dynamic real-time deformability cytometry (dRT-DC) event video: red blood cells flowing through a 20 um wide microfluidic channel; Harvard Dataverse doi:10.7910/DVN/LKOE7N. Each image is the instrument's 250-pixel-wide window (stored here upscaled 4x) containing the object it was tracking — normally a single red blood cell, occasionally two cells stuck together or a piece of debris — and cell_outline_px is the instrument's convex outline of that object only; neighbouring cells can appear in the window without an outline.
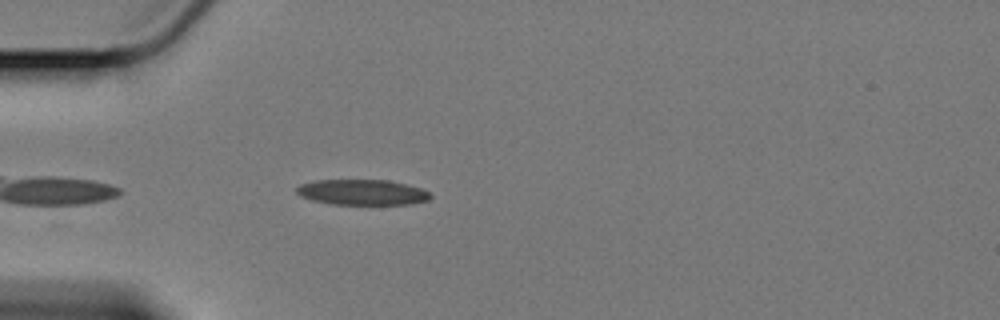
{"species": "Egyptian fruit bat (a non-hibernating species)", "species_latin": "Rousettus aegyptiacus", "temperature_condition": "cold", "stored_images_in_passage": 17, "camera_frame_rate_fps": 3000, "um_per_image_px": 0.085, "animal": {"sex": "female"}, "frame": {"image": 1, "passage_image": 1, "time_ms": 0.0, "image_size_px": [1000, 320], "cell_outline_px": [[432, 196], [428, 200], [408, 204], [332, 204], [312, 200], [300, 196], [296, 192], [296, 188], [300, 184], [316, 180], [388, 180], [420, 188], [428, 192]], "centroid_in_image_um": [30.75, 16.34], "position_along_channel_um": 54.2, "area_um2": 19.71}}
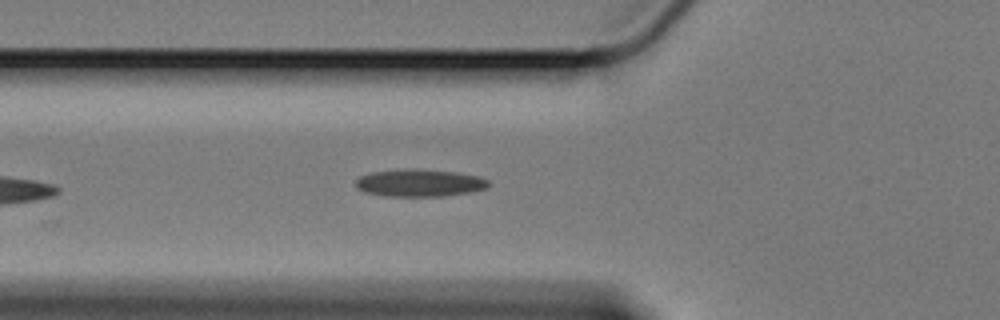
{"frame": {"image": 2, "passage_image": 5, "time_ms": 1.333, "image_size_px": [1000, 320], "cell_outline_px": [[488, 184], [484, 188], [468, 192], [440, 196], [384, 196], [364, 192], [356, 188], [356, 180], [360, 176], [372, 172], [416, 168], [456, 172], [480, 176], [488, 180]], "centroid_in_image_um": [35.62, 15.54], "position_along_channel_um": 90.2, "area_um2": 21.04}}
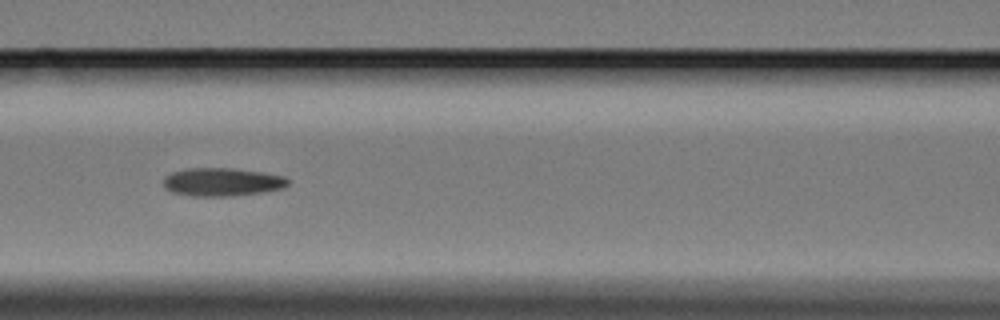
{"frame": {"image": 3, "passage_image": 10, "time_ms": 3.0, "image_size_px": [1000, 320], "cell_outline_px": [[288, 184], [284, 188], [264, 192], [232, 196], [192, 196], [172, 192], [164, 188], [164, 176], [172, 172], [188, 168], [232, 168], [264, 172], [284, 176], [288, 180]], "centroid_in_image_um": [18.88, 15.47], "position_along_channel_um": 147.7, "area_um2": 20.63}}